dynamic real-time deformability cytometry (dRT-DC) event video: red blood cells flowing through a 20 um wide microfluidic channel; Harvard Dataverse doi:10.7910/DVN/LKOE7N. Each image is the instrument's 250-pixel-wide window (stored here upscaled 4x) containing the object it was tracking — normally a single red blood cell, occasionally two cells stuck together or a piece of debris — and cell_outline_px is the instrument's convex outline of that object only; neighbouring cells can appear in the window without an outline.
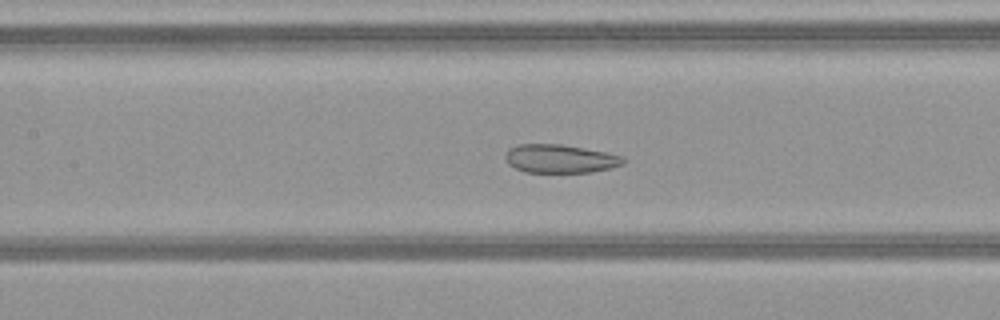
{"species": "common noctule bat (a hibernating species)", "species_latin": "Nyctalus noctula", "temperature_condition": "warm", "stored_images_in_passage": 52, "camera_frame_rate_fps": 3000, "um_per_image_px": 0.085, "animal": {"sex": "female", "body_mass_g": 21.9}, "frame": {"image": 1, "passage_image": 25, "time_ms": 8.0, "image_size_px": [1000, 320], "cell_outline_px": [[624, 164], [612, 168], [592, 172], [524, 172], [508, 164], [504, 156], [508, 148], [520, 144], [560, 144], [604, 152], [624, 156]], "centroid_in_image_um": [47.59, 13.49], "position_along_channel_um": 159.8, "area_um2": 19.54}}
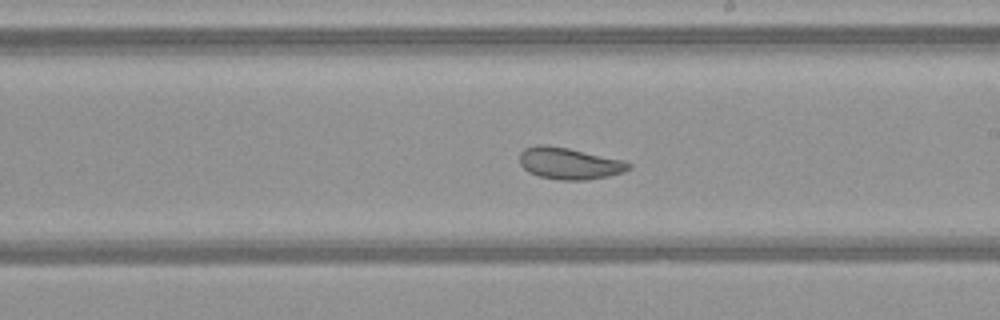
{"frame": {"image": 2, "passage_image": 31, "time_ms": 10.0, "image_size_px": [1000, 320], "cell_outline_px": [[632, 168], [624, 172], [608, 176], [588, 180], [560, 180], [540, 176], [528, 172], [520, 164], [520, 152], [524, 148], [536, 144], [544, 144], [568, 148], [624, 160], [632, 164]], "centroid_in_image_um": [48.4, 13.88], "position_along_channel_um": 240.6, "area_um2": 20.29}}
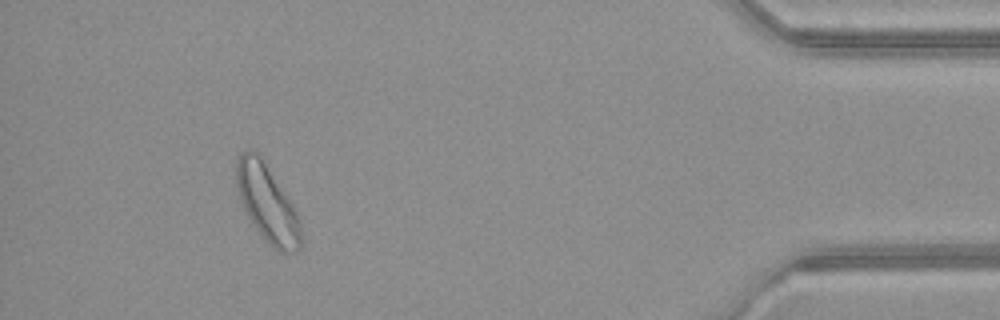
{"frame": {"image": 3, "passage_image": 48, "time_ms": 15.667, "image_size_px": [1000, 320], "cell_outline_px": [[300, 248], [296, 252], [280, 252], [256, 228], [248, 216], [240, 200], [236, 184], [236, 160], [240, 152], [256, 152], [264, 160], [292, 204], [300, 220]], "centroid_in_image_um": [22.7, 17.25], "position_along_channel_um": 412.5, "area_um2": 28.21}, "authors_computed_cell_mechanics": {"area_um2": 26.299, "velocity_mm_per_s": 4.0574, "shape_relaxation_time_tau1_ms": null, "shape_relaxation_time_tau2_ms": 1.2342, "deformation_change_tau1": null, "deformation_change_tau2": 0.0742}}